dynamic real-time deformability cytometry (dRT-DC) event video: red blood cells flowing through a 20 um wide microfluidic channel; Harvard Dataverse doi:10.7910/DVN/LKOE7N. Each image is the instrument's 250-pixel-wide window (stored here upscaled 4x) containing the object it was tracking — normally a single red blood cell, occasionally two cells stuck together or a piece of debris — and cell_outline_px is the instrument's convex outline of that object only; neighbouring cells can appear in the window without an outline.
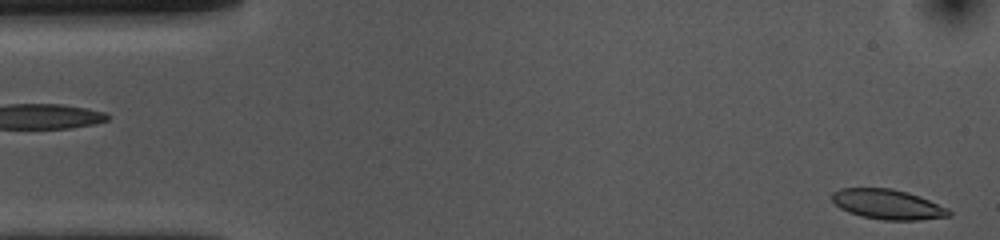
{"species": "common noctule bat (a hibernating species)", "species_latin": "Nyctalus noctula", "temperature_condition": "cold", "stored_images_in_passage": 53, "camera_frame_rate_fps": 3000, "um_per_image_px": 0.085, "animal": {"sex": "female", "body_mass_g": 10.0, "forearm_length_mm": 53.1}, "frame": {"image": 1, "passage_image": 1, "time_ms": 0.0, "image_size_px": [1000, 240], "cell_outline_px": [[952, 216], [920, 220], [884, 220], [864, 216], [848, 212], [840, 208], [832, 200], [832, 192], [840, 188], [892, 188], [908, 192], [920, 196], [948, 208], [952, 212]], "centroid_in_image_um": [75.49, 17.36], "position_along_channel_um": 9.5, "area_um2": 20.46}}
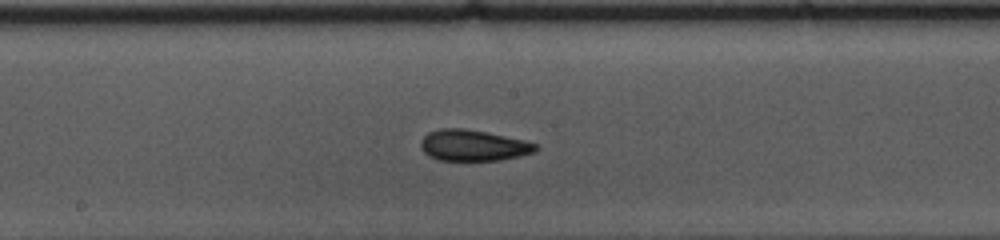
{"frame": {"image": 2, "passage_image": 26, "time_ms": 8.333, "image_size_px": [1000, 240], "cell_outline_px": [[540, 144], [536, 152], [520, 156], [500, 160], [436, 160], [428, 156], [420, 148], [420, 140], [428, 132], [440, 128], [464, 128], [488, 132], [524, 140]], "centroid_in_image_um": [40.23, 12.35], "position_along_channel_um": 208.0, "area_um2": 21.15}}
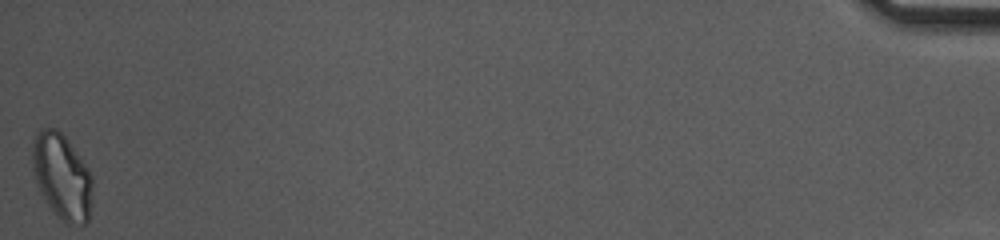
{"frame": {"image": 3, "passage_image": 53, "time_ms": 17.333, "image_size_px": [1000, 240], "cell_outline_px": [[92, 204], [88, 220], [84, 224], [68, 224], [48, 204], [40, 192], [32, 168], [32, 144], [36, 136], [44, 128], [56, 128], [64, 136], [88, 168], [92, 176]], "centroid_in_image_um": [5.28, 15.01], "position_along_channel_um": 429.9, "area_um2": 29.48}, "authors_computed_cell_mechanics": {"area_um2": 21.2126, "velocity_mm_per_s": 3.612, "shape_relaxation_time_tau1_ms": 6.0084, "shape_relaxation_time_tau2_ms": 2.3031, "deformation_change_tau1": 0.125, "deformation_change_tau2": 0.0677}}